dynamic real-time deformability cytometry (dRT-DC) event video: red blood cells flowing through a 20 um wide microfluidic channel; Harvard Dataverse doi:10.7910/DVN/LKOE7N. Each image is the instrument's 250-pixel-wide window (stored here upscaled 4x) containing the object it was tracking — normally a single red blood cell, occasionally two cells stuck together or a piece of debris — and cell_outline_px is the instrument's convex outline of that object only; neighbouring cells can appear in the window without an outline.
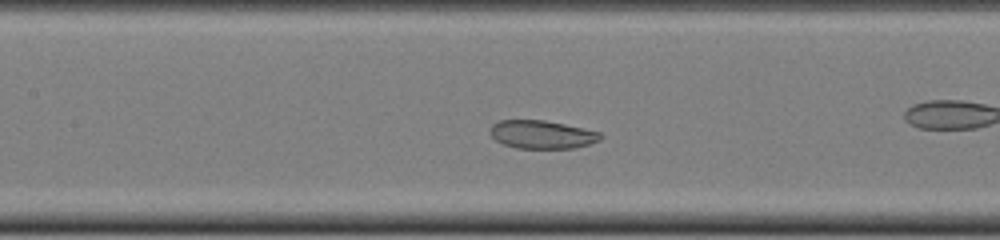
{"species": "common noctule bat (a hibernating species)", "species_latin": "Nyctalus noctula", "temperature_condition": "cold", "stored_images_in_passage": 17, "camera_frame_rate_fps": 3000, "um_per_image_px": 0.085, "animal": {"sex": "female", "body_mass_g": 22.0, "forearm_length_mm": 56.7}, "frame": {"image": 1, "passage_image": 15, "time_ms": 4.667, "image_size_px": [1000, 240], "cell_outline_px": [[604, 136], [600, 140], [576, 148], [516, 148], [504, 144], [496, 140], [492, 136], [492, 124], [500, 120], [544, 120], [564, 124], [600, 132]], "centroid_in_image_um": [46.1, 11.43], "position_along_channel_um": 161.3, "area_um2": 17.98}}